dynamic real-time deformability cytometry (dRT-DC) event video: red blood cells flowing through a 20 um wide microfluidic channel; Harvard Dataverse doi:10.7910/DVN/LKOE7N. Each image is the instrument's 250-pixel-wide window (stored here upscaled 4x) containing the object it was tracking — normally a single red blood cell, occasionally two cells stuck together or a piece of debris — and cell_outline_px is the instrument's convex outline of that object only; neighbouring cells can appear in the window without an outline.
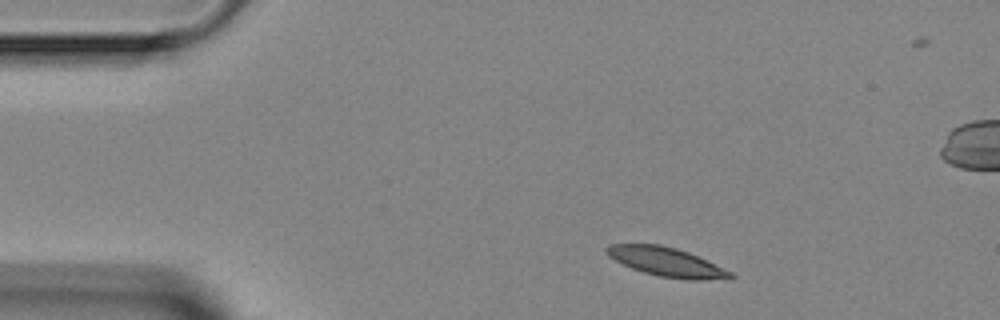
{"species": "Egyptian fruit bat (a non-hibernating species)", "species_latin": "Rousettus aegyptiacus", "temperature_condition": "room temperature", "stored_images_in_passage": 4, "segment_of_instrument_passage": [2, 2], "camera_frame_rate_fps": 3000, "um_per_image_px": 0.085, "animal": {"sex": "female"}, "frame": {"image": 1, "passage_image": 4, "time_ms": 4.333, "image_size_px": [1000, 320], "cell_outline_px": [[736, 276], [732, 280], [688, 280], [660, 276], [644, 272], [632, 268], [608, 256], [604, 248], [608, 244], [660, 244], [676, 248], [688, 252], [732, 272]], "centroid_in_image_um": [56.7, 22.28], "position_along_channel_um": 28.3, "area_um2": 20.98}}